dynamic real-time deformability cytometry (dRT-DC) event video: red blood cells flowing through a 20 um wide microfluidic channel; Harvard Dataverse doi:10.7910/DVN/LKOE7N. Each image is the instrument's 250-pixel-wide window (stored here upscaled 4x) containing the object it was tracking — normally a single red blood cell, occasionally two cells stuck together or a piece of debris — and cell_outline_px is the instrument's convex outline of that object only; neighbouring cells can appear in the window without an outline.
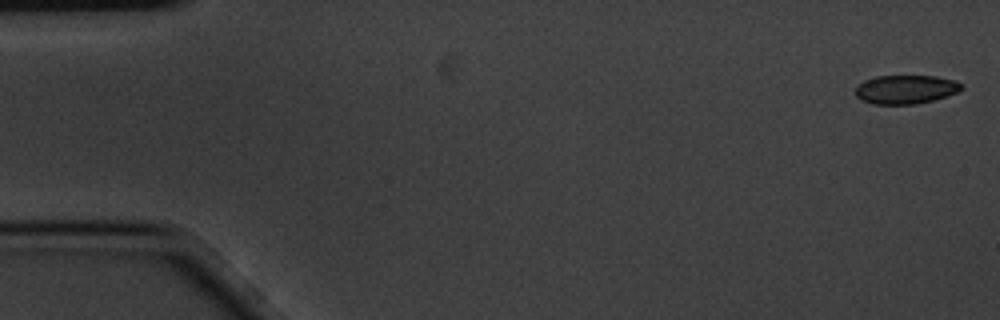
{"species": "common noctule bat (a hibernating species)", "species_latin": "Nyctalus noctula", "temperature_condition": "cold", "stored_images_in_passage": 5, "camera_frame_rate_fps": 3000, "um_per_image_px": 0.085, "animal": {"sex": "male", "body_mass_g": 20.1, "forearm_length_mm": 53.5}, "frame": {"image": 1, "passage_image": 1, "time_ms": 0.0, "image_size_px": [1000, 320], "cell_outline_px": [[964, 88], [956, 92], [932, 100], [916, 104], [872, 104], [860, 100], [856, 96], [856, 88], [864, 80], [876, 76], [936, 76], [956, 80], [964, 84]], "centroid_in_image_um": [76.99, 7.59], "position_along_channel_um": 8.0, "area_um2": 17.8}}
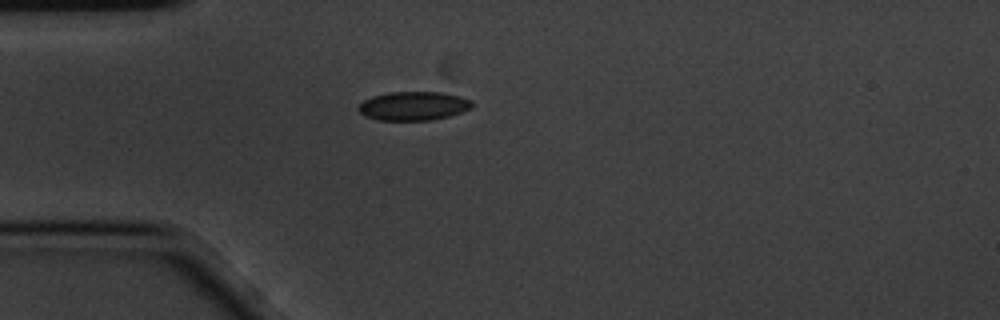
{"frame": {"image": 2, "passage_image": 4, "time_ms": 1.0, "image_size_px": [1000, 320], "cell_outline_px": [[472, 108], [448, 116], [432, 120], [376, 120], [364, 116], [356, 108], [364, 100], [372, 96], [388, 92], [440, 92], [460, 96], [472, 100]], "centroid_in_image_um": [35.12, 9.0], "position_along_channel_um": 49.9, "area_um2": 19.13}}